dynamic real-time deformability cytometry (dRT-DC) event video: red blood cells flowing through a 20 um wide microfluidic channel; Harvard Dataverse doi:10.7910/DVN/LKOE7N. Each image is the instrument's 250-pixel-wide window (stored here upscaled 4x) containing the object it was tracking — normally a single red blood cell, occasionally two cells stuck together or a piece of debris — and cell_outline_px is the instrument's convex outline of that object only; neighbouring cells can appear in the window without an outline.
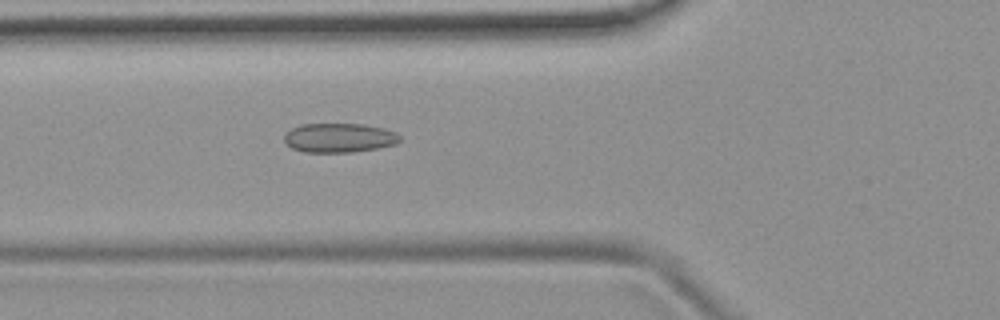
{"species": "common noctule bat (a hibernating species)", "species_latin": "Nyctalus noctula", "temperature_condition": "room temperature", "stored_images_in_passage": 54, "camera_frame_rate_fps": 3000, "um_per_image_px": 0.085, "animal": {"sex": "female", "body_mass_g": 19.9}, "frame": {"image": 1, "passage_image": 20, "time_ms": 6.333, "image_size_px": [1000, 320], "cell_outline_px": [[400, 140], [396, 144], [376, 148], [352, 152], [304, 152], [292, 148], [284, 140], [284, 136], [292, 128], [300, 124], [364, 124], [384, 128], [396, 132], [400, 136]], "centroid_in_image_um": [28.84, 11.71], "position_along_channel_um": 97.0, "area_um2": 19.65}}
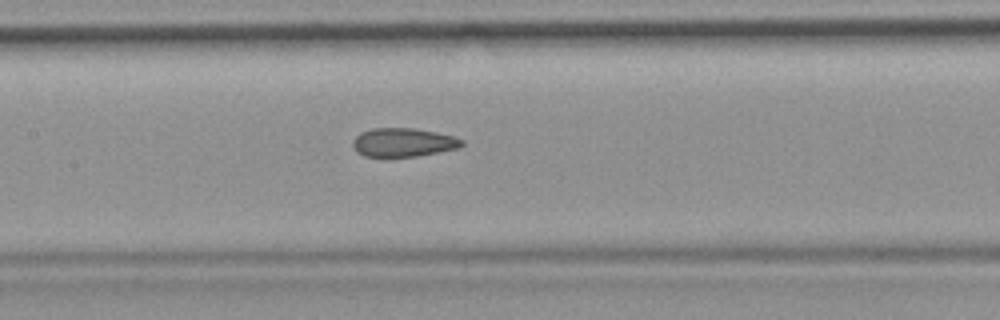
{"frame": {"image": 2, "passage_image": 26, "time_ms": 8.333, "image_size_px": [1000, 320], "cell_outline_px": [[464, 144], [460, 148], [416, 156], [364, 156], [356, 152], [352, 144], [352, 140], [360, 132], [372, 128], [416, 128], [456, 136], [464, 140]], "centroid_in_image_um": [34.3, 12.09], "position_along_channel_um": 173.1, "area_um2": 18.38}}
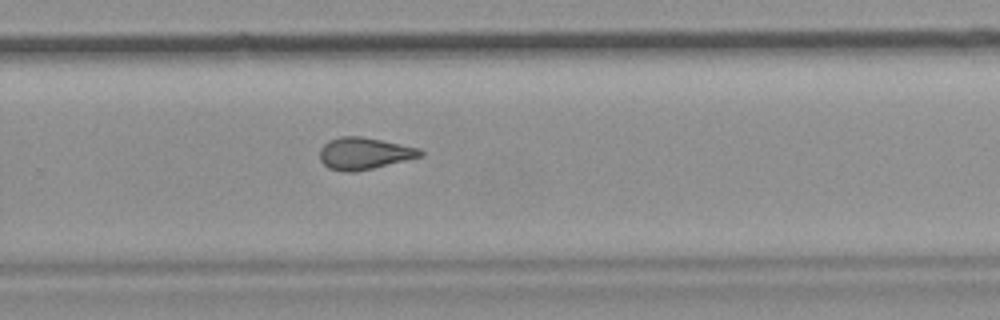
{"frame": {"image": 3, "passage_image": 36, "time_ms": 11.667, "image_size_px": [1000, 320], "cell_outline_px": [[424, 156], [356, 172], [344, 172], [328, 168], [320, 160], [320, 148], [328, 140], [340, 136], [360, 136], [420, 148], [424, 152]], "centroid_in_image_um": [30.95, 13.05], "position_along_channel_um": 298.8, "area_um2": 18.79}, "authors_computed_cell_mechanics": {"area_um2": 19.3341, "velocity_mm_per_s": 3.7905, "shape_relaxation_time_tau1_ms": null, "shape_relaxation_time_tau2_ms": 2.307, "deformation_change_tau1": null, "deformation_change_tau2": 0.0876}}